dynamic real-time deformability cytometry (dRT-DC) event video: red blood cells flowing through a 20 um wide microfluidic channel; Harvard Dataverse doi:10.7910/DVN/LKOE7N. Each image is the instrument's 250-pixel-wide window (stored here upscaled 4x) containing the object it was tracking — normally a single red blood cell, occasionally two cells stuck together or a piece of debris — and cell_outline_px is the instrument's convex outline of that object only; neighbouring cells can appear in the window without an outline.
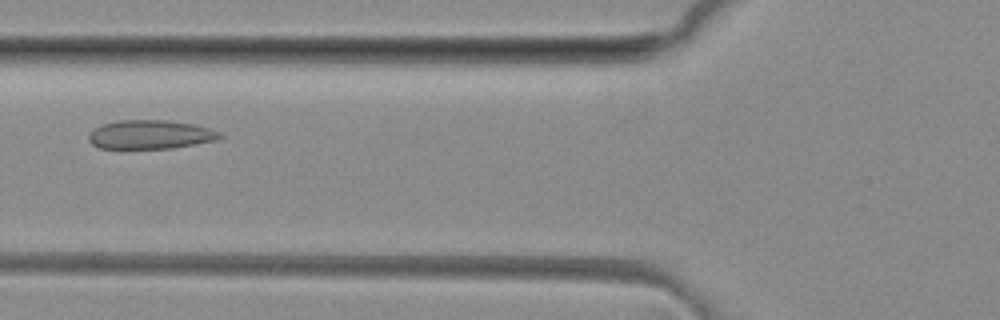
{"species": "common noctule bat (a hibernating species)", "species_latin": "Nyctalus noctula", "temperature_condition": "room temperature", "stored_images_in_passage": 46, "camera_frame_rate_fps": 3000, "um_per_image_px": 0.085, "animal": {"sex": "female", "body_mass_g": 29.2, "forearm_length_mm": 56.3}, "frame": {"image": 1, "passage_image": 15, "time_ms": 4.667, "image_size_px": [1000, 320], "cell_outline_px": [[224, 136], [216, 140], [172, 148], [100, 148], [92, 144], [88, 140], [88, 132], [104, 124], [120, 120], [168, 120], [192, 124], [208, 128], [220, 132]], "centroid_in_image_um": [12.77, 11.43], "position_along_channel_um": 113.0, "area_um2": 21.91}}
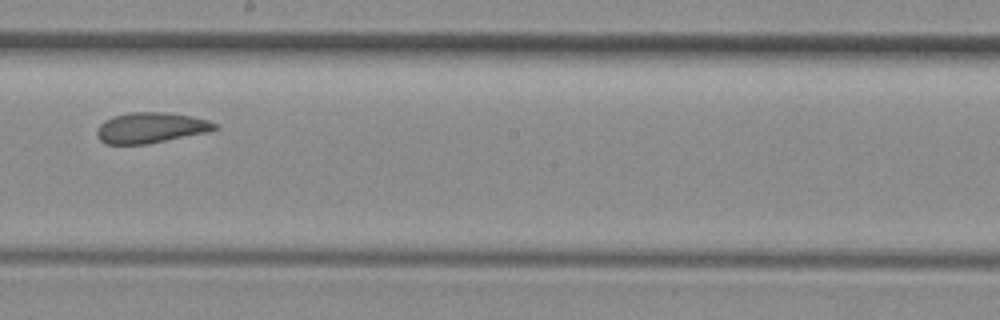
{"frame": {"image": 2, "passage_image": 24, "time_ms": 7.667, "image_size_px": [1000, 320], "cell_outline_px": [[220, 128], [208, 132], [148, 144], [104, 144], [96, 136], [96, 132], [100, 124], [104, 120], [112, 116], [132, 112], [168, 112], [192, 116], [208, 120], [220, 124]], "centroid_in_image_um": [12.84, 10.86], "position_along_channel_um": 235.4, "area_um2": 21.33}}
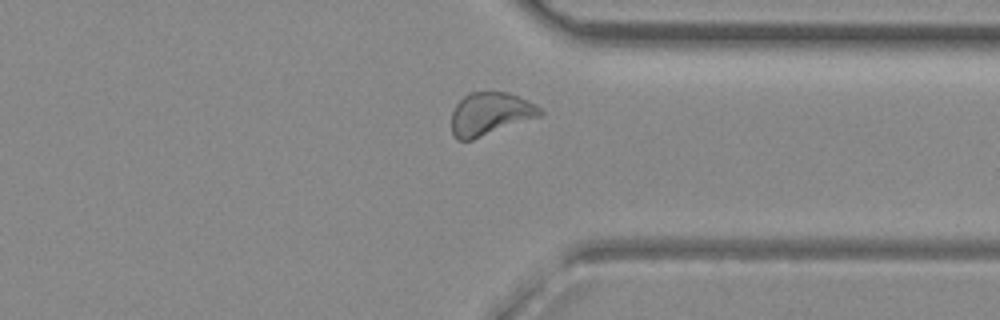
{"frame": {"image": 3, "passage_image": 34, "time_ms": 11.0, "image_size_px": [1000, 320], "cell_outline_px": [[544, 112], [540, 116], [472, 140], [460, 140], [452, 132], [452, 112], [456, 104], [468, 92], [508, 92], [520, 96], [536, 104]], "centroid_in_image_um": [41.68, 9.66], "position_along_channel_um": 369.7, "area_um2": 22.02}, "authors_computed_cell_mechanics": {"area_um2": 21.964, "velocity_mm_per_s": 4.0816, "shape_relaxation_time_tau1_ms": null, "shape_relaxation_time_tau2_ms": 1.8578, "deformation_change_tau1": null, "deformation_change_tau2": 0.0728}}